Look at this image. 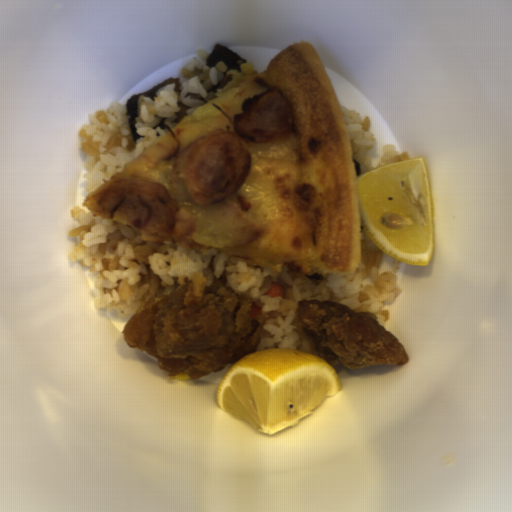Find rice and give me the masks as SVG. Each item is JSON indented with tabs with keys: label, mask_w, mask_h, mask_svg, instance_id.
<instances>
[{
	"label": "rice",
	"mask_w": 512,
	"mask_h": 512,
	"mask_svg": "<svg viewBox=\"0 0 512 512\" xmlns=\"http://www.w3.org/2000/svg\"><path fill=\"white\" fill-rule=\"evenodd\" d=\"M76 225L67 236L77 239L69 259L81 261L93 274L97 310L131 318L137 312L182 288L184 305L197 303L220 287L250 296L260 308L255 318L261 339L254 352L289 348L319 355L316 345L297 325L295 311L301 300L334 301L353 312L366 313L385 329L388 309L402 296L396 274L403 261L380 272L385 253L363 231L359 266L351 272L303 273L286 264L253 263L223 251H198L186 244L146 240L136 228L97 218L74 206ZM272 283L283 284L282 297L263 293ZM253 352V353H254ZM320 356V355H319Z\"/></svg>",
	"instance_id": "652b925c"
},
{
	"label": "rice",
	"mask_w": 512,
	"mask_h": 512,
	"mask_svg": "<svg viewBox=\"0 0 512 512\" xmlns=\"http://www.w3.org/2000/svg\"><path fill=\"white\" fill-rule=\"evenodd\" d=\"M345 118L354 160L358 161L361 175L365 172L401 160H410L407 152L397 153L394 144L385 146L383 156L376 167H372V159L369 152L375 146L374 134L370 133L371 118H362L357 110L341 106Z\"/></svg>",
	"instance_id": "8eca5e8b"
},
{
	"label": "rice",
	"mask_w": 512,
	"mask_h": 512,
	"mask_svg": "<svg viewBox=\"0 0 512 512\" xmlns=\"http://www.w3.org/2000/svg\"><path fill=\"white\" fill-rule=\"evenodd\" d=\"M211 52L200 47L196 57L181 68L179 92L174 91L173 82L161 87L154 100L144 95L138 98L134 129L141 138L136 142L128 122L127 102L113 100L107 109L94 111L88 117L89 124L83 125L79 133V137H83L81 149L86 155L83 178L87 194L100 189L112 175L220 95L221 89L216 93L209 90L226 75H231L232 70L222 62L207 67L205 63ZM179 100L192 108L182 122L174 124Z\"/></svg>",
	"instance_id": "023b6e5f"
}]
</instances>
